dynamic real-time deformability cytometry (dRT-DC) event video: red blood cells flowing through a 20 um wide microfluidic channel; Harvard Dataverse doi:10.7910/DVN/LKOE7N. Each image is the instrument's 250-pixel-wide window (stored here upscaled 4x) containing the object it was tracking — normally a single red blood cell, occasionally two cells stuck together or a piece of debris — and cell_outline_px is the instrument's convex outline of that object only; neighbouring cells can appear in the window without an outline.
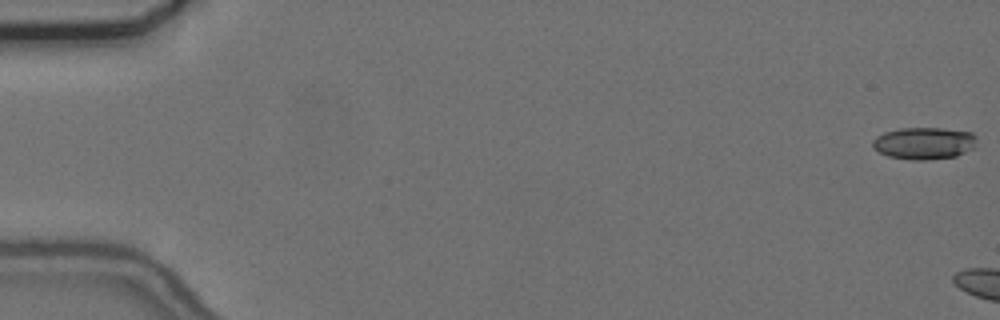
{"species": "common noctule bat (a hibernating species)", "species_latin": "Nyctalus noctula", "temperature_condition": "cold", "stored_images_in_passage": 6, "camera_frame_rate_fps": 3000, "um_per_image_px": 0.085, "animal": {"sex": "female", "body_mass_g": 24.6, "forearm_length_mm": 56.2}, "frame": {"image": 1, "passage_image": 1, "time_ms": 0.0, "image_size_px": [1000, 320], "cell_outline_px": [[976, 148], [956, 156], [924, 160], [912, 160], [888, 156], [872, 148], [872, 140], [876, 136], [884, 132], [900, 128], [940, 128], [972, 132], [976, 136]], "centroid_in_image_um": [78.55, 12.17], "position_along_channel_um": 6.4, "area_um2": 19.65}}